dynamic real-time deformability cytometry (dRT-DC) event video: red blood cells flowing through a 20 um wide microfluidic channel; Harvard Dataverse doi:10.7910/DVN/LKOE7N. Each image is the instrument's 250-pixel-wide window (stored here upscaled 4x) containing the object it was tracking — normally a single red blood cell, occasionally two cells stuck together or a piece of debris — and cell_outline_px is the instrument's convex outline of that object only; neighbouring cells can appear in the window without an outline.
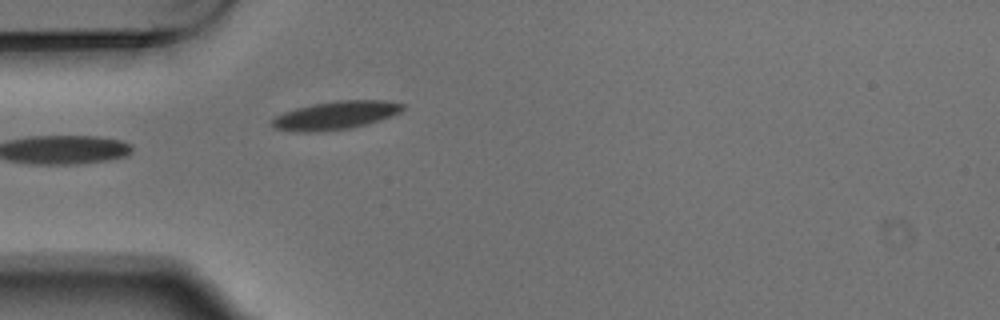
{"species": "Egyptian fruit bat (a non-hibernating species)", "species_latin": "Rousettus aegyptiacus", "temperature_condition": "warm", "stored_images_in_passage": 5, "camera_frame_rate_fps": 3000, "um_per_image_px": 0.085, "animal": {"sex": "male"}, "frame": {"image": 1, "passage_image": 5, "time_ms": 1.333, "image_size_px": [1000, 320], "cell_outline_px": [[404, 108], [400, 112], [392, 116], [364, 124], [348, 128], [308, 132], [296, 132], [276, 128], [272, 124], [272, 120], [276, 116], [284, 112], [296, 108], [312, 104], [336, 100], [384, 100], [404, 104]], "centroid_in_image_um": [28.53, 9.78], "position_along_channel_um": 56.5, "area_um2": 21.15}}